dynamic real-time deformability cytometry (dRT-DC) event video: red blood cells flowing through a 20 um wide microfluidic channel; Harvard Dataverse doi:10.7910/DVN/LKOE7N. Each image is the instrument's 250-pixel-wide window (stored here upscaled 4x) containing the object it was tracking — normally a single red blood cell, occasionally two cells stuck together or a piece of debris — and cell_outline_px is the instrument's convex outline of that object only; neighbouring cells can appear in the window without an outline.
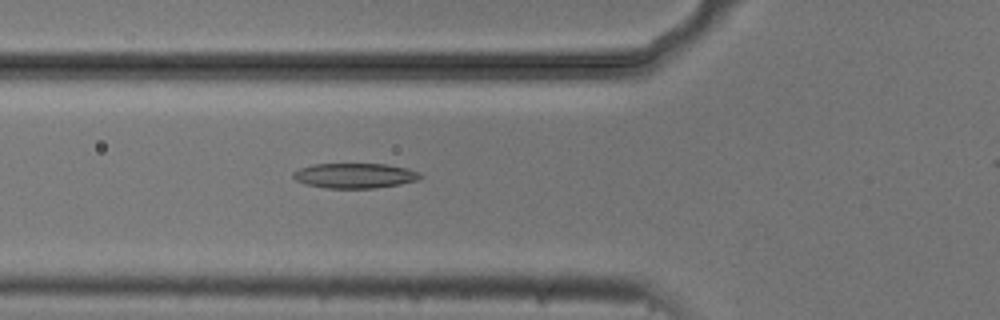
{"species": "common noctule bat (a hibernating species)", "species_latin": "Nyctalus noctula", "temperature_condition": "cold", "stored_images_in_passage": 6, "camera_frame_rate_fps": 3000, "um_per_image_px": 0.085, "animal": {"sex": "male", "body_mass_g": 20.5, "forearm_length_mm": 52.5}, "frame": {"image": 1, "passage_image": 6, "time_ms": 1.667, "image_size_px": [1000, 320], "cell_outline_px": [[424, 176], [416, 180], [400, 184], [376, 188], [328, 188], [304, 184], [296, 180], [292, 176], [292, 172], [300, 168], [312, 164], [388, 164], [408, 168], [420, 172]], "centroid_in_image_um": [30.17, 14.92], "position_along_channel_um": 95.6, "area_um2": 18.67}}